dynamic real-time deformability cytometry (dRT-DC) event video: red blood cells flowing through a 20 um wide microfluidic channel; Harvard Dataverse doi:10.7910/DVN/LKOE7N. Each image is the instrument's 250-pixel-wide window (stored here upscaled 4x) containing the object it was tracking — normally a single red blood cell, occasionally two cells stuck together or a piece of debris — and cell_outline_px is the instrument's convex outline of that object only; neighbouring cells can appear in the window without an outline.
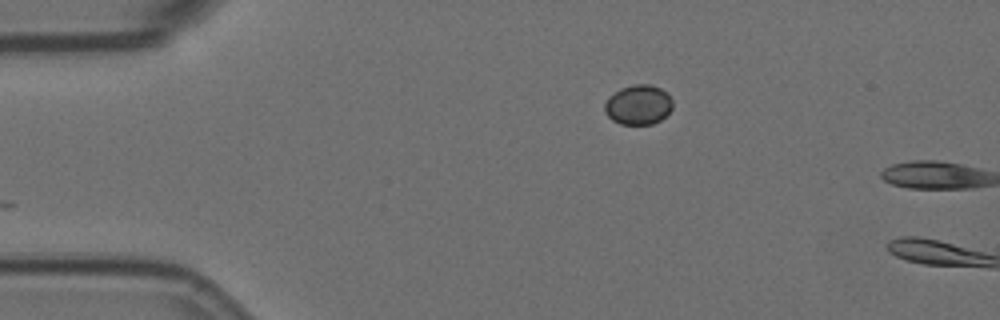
{"species": "Egyptian fruit bat (a non-hibernating species)", "species_latin": "Rousettus aegyptiacus", "temperature_condition": "room temperature", "stored_images_in_passage": 2, "camera_frame_rate_fps": 3000, "um_per_image_px": 0.085, "animal": {"sex": "female"}, "frame": {"image": 1, "passage_image": 1, "time_ms": 0.0, "image_size_px": [1000, 320], "cell_outline_px": [[672, 108], [660, 120], [652, 124], [620, 124], [612, 120], [604, 112], [604, 104], [608, 96], [620, 88], [632, 84], [652, 84], [668, 92], [672, 100]], "centroid_in_image_um": [54.24, 8.88], "position_along_channel_um": 30.8, "area_um2": 15.95}}